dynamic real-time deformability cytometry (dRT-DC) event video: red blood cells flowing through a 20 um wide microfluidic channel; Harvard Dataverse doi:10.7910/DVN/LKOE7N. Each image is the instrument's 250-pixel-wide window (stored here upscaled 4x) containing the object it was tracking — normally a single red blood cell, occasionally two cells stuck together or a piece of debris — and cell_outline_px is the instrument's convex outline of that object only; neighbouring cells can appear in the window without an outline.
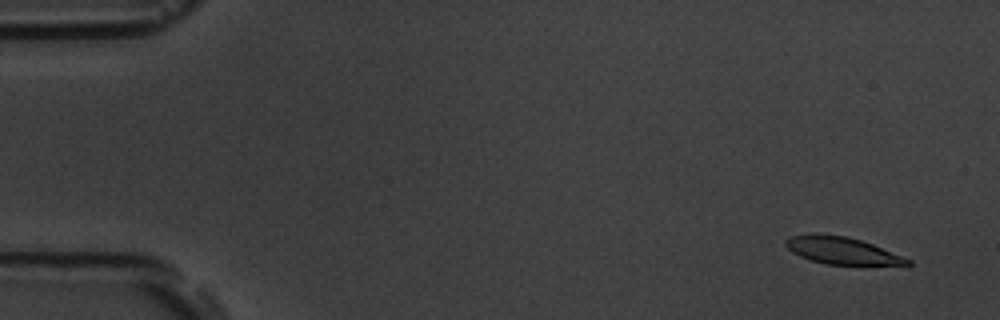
{"species": "common noctule bat (a hibernating species)", "species_latin": "Nyctalus noctula", "temperature_condition": "room temperature", "stored_images_in_passage": 5, "camera_frame_rate_fps": 3000, "um_per_image_px": 0.085, "animal": {"sex": "male", "body_mass_g": 19.5, "forearm_length_mm": 54.6}, "frame": {"image": 1, "passage_image": 2, "time_ms": 1.0, "image_size_px": [1000, 320], "cell_outline_px": [[912, 264], [828, 264], [812, 260], [800, 256], [792, 252], [784, 244], [784, 240], [792, 236], [816, 232], [848, 236], [872, 244], [912, 260]], "centroid_in_image_um": [71.49, 21.26], "position_along_channel_um": 13.5, "area_um2": 19.02}}
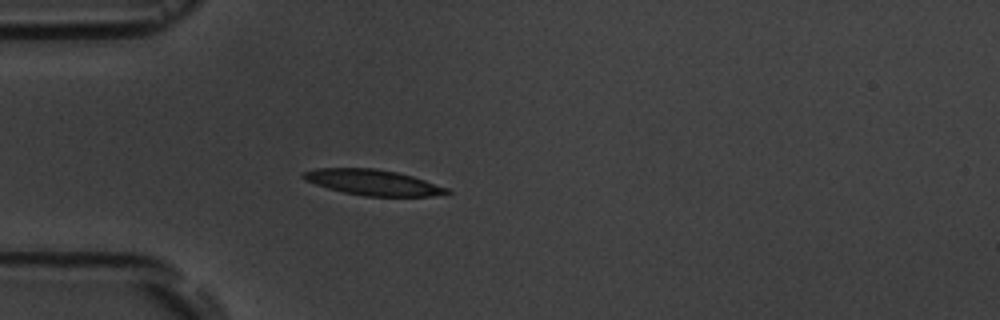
{"frame": {"image": 2, "passage_image": 5, "time_ms": 5.333, "image_size_px": [1000, 320], "cell_outline_px": [[452, 192], [428, 196], [364, 196], [344, 192], [328, 188], [304, 180], [300, 176], [304, 172], [316, 168], [372, 168], [396, 172], [412, 176], [448, 188]], "centroid_in_image_um": [31.66, 15.5], "position_along_channel_um": 53.3, "area_um2": 21.15}}